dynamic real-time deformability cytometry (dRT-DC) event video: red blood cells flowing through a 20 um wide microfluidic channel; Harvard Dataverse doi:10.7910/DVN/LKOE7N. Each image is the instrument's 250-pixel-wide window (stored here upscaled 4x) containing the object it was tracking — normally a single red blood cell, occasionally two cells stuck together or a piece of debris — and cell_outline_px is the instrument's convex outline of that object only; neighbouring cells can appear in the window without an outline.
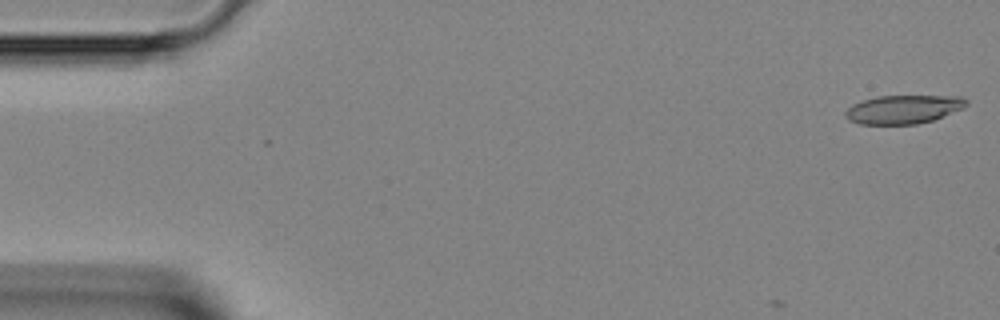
{"species": "Egyptian fruit bat (a non-hibernating species)", "species_latin": "Rousettus aegyptiacus", "temperature_condition": "room temperature", "stored_images_in_passage": 8, "camera_frame_rate_fps": 3000, "um_per_image_px": 0.085, "animal": {"sex": "female"}, "frame": {"image": 1, "passage_image": 1, "time_ms": 0.0, "image_size_px": [1000, 320], "cell_outline_px": [[968, 104], [964, 108], [932, 120], [916, 124], [860, 124], [848, 120], [844, 116], [844, 112], [852, 104], [876, 96], [964, 96], [968, 100]], "centroid_in_image_um": [76.79, 9.29], "position_along_channel_um": 8.2, "area_um2": 20.23}}